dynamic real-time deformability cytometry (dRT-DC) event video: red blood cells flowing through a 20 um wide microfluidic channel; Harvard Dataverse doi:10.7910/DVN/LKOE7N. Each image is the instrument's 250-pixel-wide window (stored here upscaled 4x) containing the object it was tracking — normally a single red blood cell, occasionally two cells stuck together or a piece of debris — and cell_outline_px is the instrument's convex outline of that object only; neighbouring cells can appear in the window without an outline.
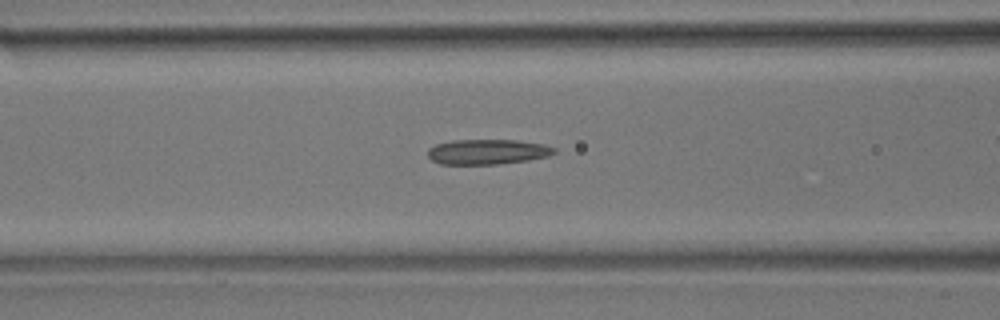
{"species": "common noctule bat (a hibernating species)", "species_latin": "Nyctalus noctula", "temperature_condition": "room temperature", "stored_images_in_passage": 44, "camera_frame_rate_fps": 3000, "um_per_image_px": 0.085, "animal": {"sex": "male", "body_mass_g": 17.9}, "frame": {"image": 1, "passage_image": 21, "time_ms": 6.667, "image_size_px": [1000, 320], "cell_outline_px": [[556, 152], [548, 156], [528, 160], [500, 164], [440, 164], [432, 160], [428, 156], [428, 148], [436, 144], [452, 140], [516, 140], [544, 144], [556, 148]], "centroid_in_image_um": [41.43, 12.9], "position_along_channel_um": 125.2, "area_um2": 18.55}}
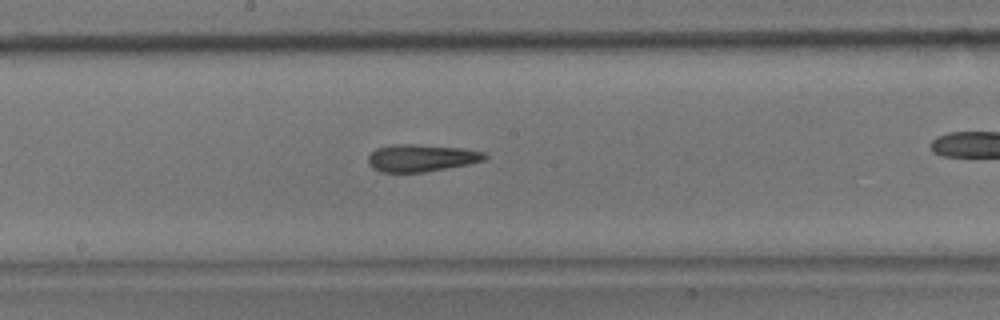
{"frame": {"image": 2, "passage_image": 28, "time_ms": 9.0, "image_size_px": [1000, 320], "cell_outline_px": [[488, 156], [484, 160], [468, 164], [424, 172], [380, 172], [372, 168], [368, 164], [368, 156], [376, 148], [392, 144], [416, 144], [464, 148], [484, 152]], "centroid_in_image_um": [35.79, 13.42], "position_along_channel_um": 212.4, "area_um2": 18.61}}
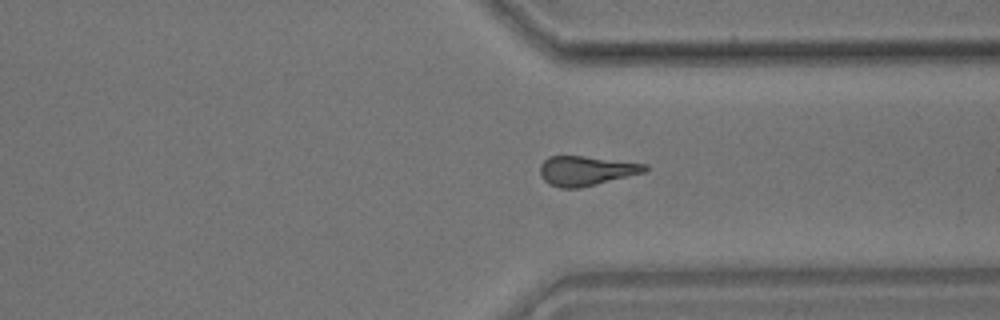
{"frame": {"image": 3, "passage_image": 40, "time_ms": 13.0, "image_size_px": [1000, 320], "cell_outline_px": [[648, 168], [644, 172], [580, 188], [560, 188], [548, 184], [540, 176], [540, 164], [548, 156], [584, 156], [648, 164]], "centroid_in_image_um": [49.78, 14.51], "position_along_channel_um": 361.6, "area_um2": 18.03}}